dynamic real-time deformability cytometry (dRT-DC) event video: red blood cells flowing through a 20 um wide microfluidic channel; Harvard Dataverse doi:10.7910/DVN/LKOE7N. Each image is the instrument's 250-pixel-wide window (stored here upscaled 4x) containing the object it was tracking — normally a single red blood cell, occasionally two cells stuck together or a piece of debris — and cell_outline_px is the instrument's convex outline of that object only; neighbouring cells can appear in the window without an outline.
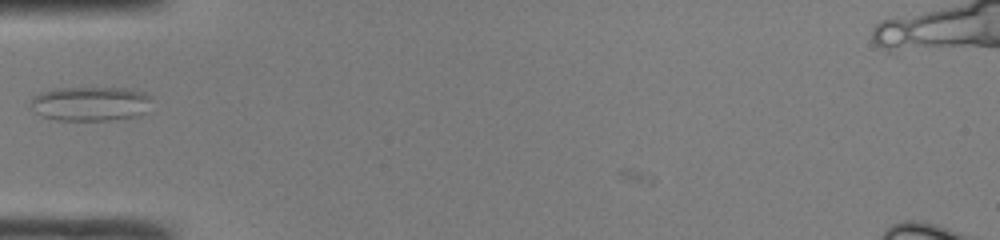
{"species": "common noctule bat (a hibernating species)", "species_latin": "Nyctalus noctula", "temperature_condition": "room temperature", "stored_images_in_passage": 28, "camera_frame_rate_fps": 3000, "um_per_image_px": 0.085, "animal": {"sex": "male", "body_mass_g": 19.0, "forearm_length_mm": 50.8}, "frame": {"image": 1, "passage_image": 1, "time_ms": 0.0, "image_size_px": [1000, 240], "cell_outline_px": [[152, 96], [144, 112], [140, 116], [108, 120], [56, 120], [40, 116], [36, 112], [32, 104], [32, 96], [40, 92], [56, 88], [132, 88], [144, 92]], "centroid_in_image_um": [7.7, 8.81], "position_along_channel_um": 77.3, "area_um2": 24.33}}
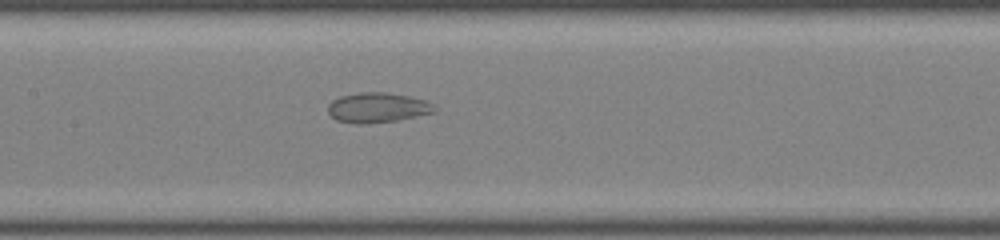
{"frame": {"image": 2, "passage_image": 8, "time_ms": 2.333, "image_size_px": [1000, 240], "cell_outline_px": [[436, 112], [396, 120], [360, 124], [336, 120], [328, 112], [328, 104], [332, 100], [340, 96], [360, 92], [388, 92], [408, 96], [424, 100], [432, 104], [436, 108]], "centroid_in_image_um": [32.07, 9.13], "position_along_channel_um": 175.3, "area_um2": 18.44}}
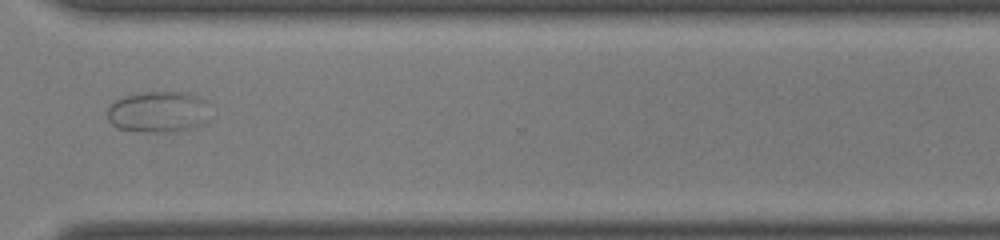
{"frame": {"image": 3, "passage_image": 21, "time_ms": 6.667, "image_size_px": [1000, 240], "cell_outline_px": [[212, 104], [208, 120], [204, 124], [192, 128], [172, 132], [140, 132], [116, 128], [108, 120], [108, 108], [116, 100], [124, 96], [144, 92], [188, 92], [200, 96], [208, 100]], "centroid_in_image_um": [13.55, 9.51], "position_along_channel_um": 357.0, "area_um2": 25.43}}